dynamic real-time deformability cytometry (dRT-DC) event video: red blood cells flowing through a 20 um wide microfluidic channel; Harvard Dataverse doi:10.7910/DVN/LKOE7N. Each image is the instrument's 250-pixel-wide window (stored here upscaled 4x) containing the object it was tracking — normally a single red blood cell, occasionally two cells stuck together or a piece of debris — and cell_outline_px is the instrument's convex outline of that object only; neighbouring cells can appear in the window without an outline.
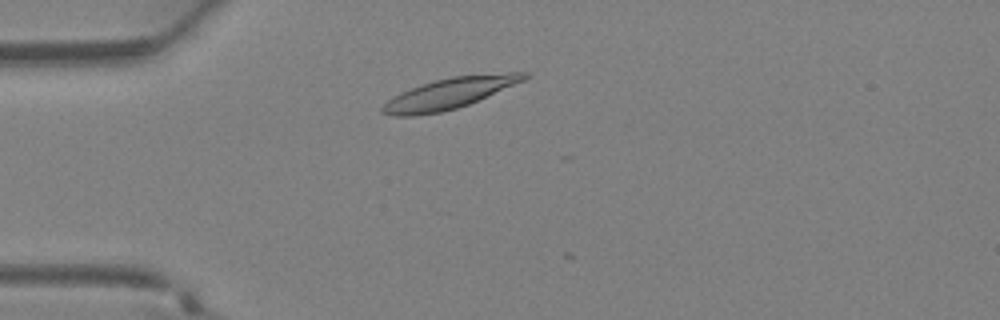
{"species": "Egyptian fruit bat (a non-hibernating species)", "species_latin": "Rousettus aegyptiacus", "temperature_condition": "warm", "stored_images_in_passage": 5, "camera_frame_rate_fps": 3000, "um_per_image_px": 0.085, "animal": {"sex": "female"}, "frame": {"image": 1, "passage_image": 3, "time_ms": 0.667, "image_size_px": [1000, 320], "cell_outline_px": [[532, 76], [524, 80], [468, 104], [456, 108], [440, 112], [412, 116], [392, 116], [380, 112], [380, 108], [392, 96], [412, 88], [436, 80], [452, 76], [508, 72], [528, 72]], "centroid_in_image_um": [38.2, 7.93], "position_along_channel_um": 46.8, "area_um2": 25.14}}